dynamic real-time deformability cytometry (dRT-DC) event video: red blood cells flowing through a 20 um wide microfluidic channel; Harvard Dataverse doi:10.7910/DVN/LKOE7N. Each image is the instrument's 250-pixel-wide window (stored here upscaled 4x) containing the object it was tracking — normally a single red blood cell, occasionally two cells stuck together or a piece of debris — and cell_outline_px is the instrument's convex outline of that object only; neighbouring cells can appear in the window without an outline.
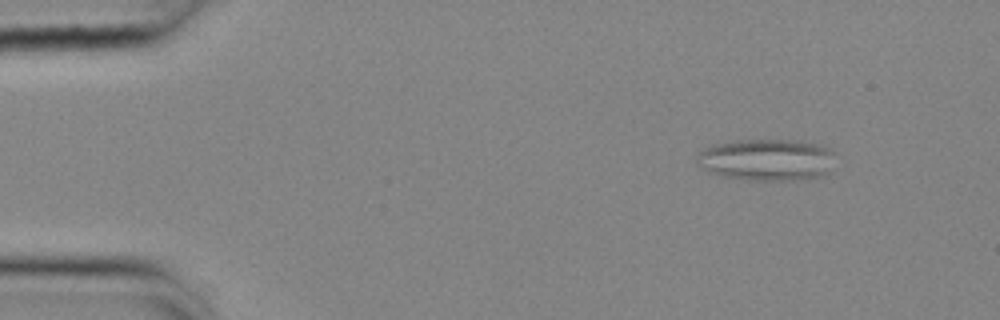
{"species": "common noctule bat (a hibernating species)", "species_latin": "Nyctalus noctula", "temperature_condition": "cold", "stored_images_in_passage": 52, "segment_of_instrument_passage": [1, 2], "camera_frame_rate_fps": 3000, "um_per_image_px": 0.085, "animal": {"sex": "female", "body_mass_g": 25.1}, "frame": {"image": 1, "passage_image": 3, "time_ms": 0.667, "image_size_px": [1000, 320], "cell_outline_px": [[836, 152], [828, 172], [824, 176], [792, 180], [748, 180], [724, 176], [708, 172], [696, 160], [696, 156], [704, 148], [712, 144], [736, 140], [800, 140], [832, 148]], "centroid_in_image_um": [65.2, 13.57], "position_along_channel_um": 19.8, "area_um2": 33.93}}